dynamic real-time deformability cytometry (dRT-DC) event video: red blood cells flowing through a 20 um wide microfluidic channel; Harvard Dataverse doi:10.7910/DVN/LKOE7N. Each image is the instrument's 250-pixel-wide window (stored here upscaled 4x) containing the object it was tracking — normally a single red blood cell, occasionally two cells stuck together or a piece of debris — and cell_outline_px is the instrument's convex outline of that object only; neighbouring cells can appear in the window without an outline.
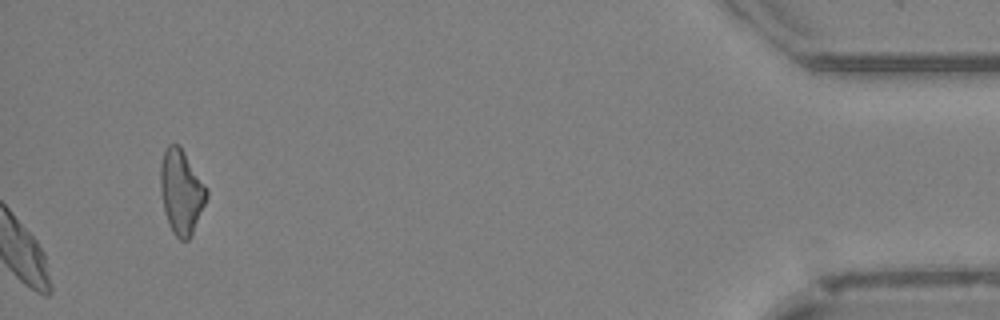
{"species": "Egyptian fruit bat (a non-hibernating species)", "species_latin": "Rousettus aegyptiacus", "temperature_condition": "cold", "stored_images_in_passage": 46, "camera_frame_rate_fps": 3000, "um_per_image_px": 0.085, "animal": {"sex": "female"}, "frame": {"image": 1, "passage_image": 46, "time_ms": 15.0, "image_size_px": [1000, 320], "cell_outline_px": [[208, 196], [192, 232], [188, 240], [180, 240], [172, 232], [164, 212], [160, 192], [160, 164], [164, 148], [168, 144], [176, 144], [184, 152], [208, 188]], "centroid_in_image_um": [15.39, 16.28], "position_along_channel_um": 419.8, "area_um2": 22.66}, "authors_computed_cell_mechanics": {"area_um2": 23.7558, "velocity_mm_per_s": 4.071, "shape_relaxation_time_tau1_ms": 4.9777, "shape_relaxation_time_tau2_ms": 8.1147, "deformation_change_tau1": 0.1572, "deformation_change_tau2": 0.1441}}